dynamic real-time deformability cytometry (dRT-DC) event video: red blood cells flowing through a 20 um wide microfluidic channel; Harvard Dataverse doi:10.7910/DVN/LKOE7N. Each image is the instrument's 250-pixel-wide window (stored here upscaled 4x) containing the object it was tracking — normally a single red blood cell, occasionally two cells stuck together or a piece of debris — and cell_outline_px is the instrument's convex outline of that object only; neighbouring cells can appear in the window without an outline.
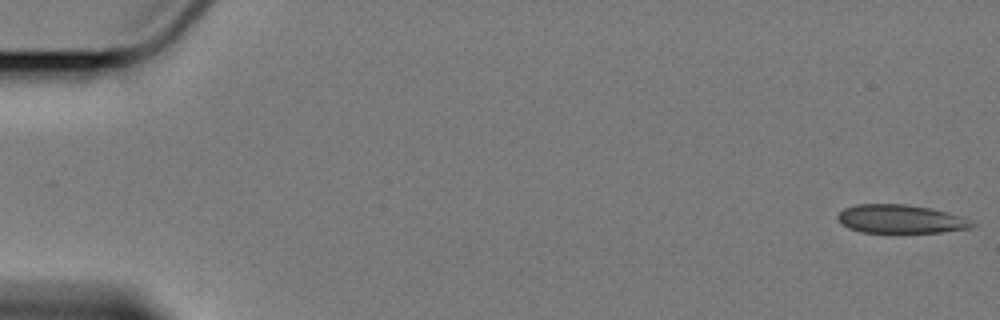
{"species": "Egyptian fruit bat (a non-hibernating species)", "species_latin": "Rousettus aegyptiacus", "temperature_condition": "cold", "stored_images_in_passage": 7, "segment_of_instrument_passage": [1, 2], "camera_frame_rate_fps": 3000, "um_per_image_px": 0.085, "animal": {"sex": "female"}, "frame": {"image": 1, "passage_image": 1, "time_ms": 0.0, "image_size_px": [1000, 320], "cell_outline_px": [[976, 224], [972, 228], [940, 232], [860, 232], [848, 228], [836, 216], [844, 208], [856, 204], [904, 204], [928, 208], [948, 212], [960, 216]], "centroid_in_image_um": [76.54, 18.61], "position_along_channel_um": 8.5, "area_um2": 22.08}}